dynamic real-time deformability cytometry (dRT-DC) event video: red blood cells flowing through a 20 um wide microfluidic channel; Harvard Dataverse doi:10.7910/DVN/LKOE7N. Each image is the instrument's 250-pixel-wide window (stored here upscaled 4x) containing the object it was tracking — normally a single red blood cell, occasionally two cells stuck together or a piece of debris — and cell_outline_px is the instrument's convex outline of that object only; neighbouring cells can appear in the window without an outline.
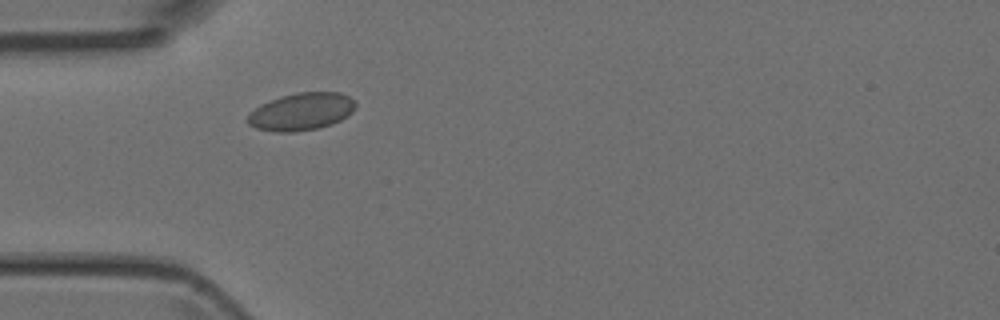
{"species": "Egyptian fruit bat (a non-hibernating species)", "species_latin": "Rousettus aegyptiacus", "temperature_condition": "room temperature", "stored_images_in_passage": 3, "camera_frame_rate_fps": 3000, "um_per_image_px": 0.085, "animal": {"sex": "female"}, "frame": {"image": 1, "passage_image": 3, "time_ms": 2.333, "image_size_px": [1000, 320], "cell_outline_px": [[356, 108], [352, 112], [340, 120], [332, 124], [316, 128], [296, 132], [276, 132], [256, 128], [248, 124], [248, 116], [260, 104], [280, 96], [296, 92], [340, 92], [348, 96], [356, 104]], "centroid_in_image_um": [25.62, 9.48], "position_along_channel_um": 59.4, "area_um2": 23.47}}